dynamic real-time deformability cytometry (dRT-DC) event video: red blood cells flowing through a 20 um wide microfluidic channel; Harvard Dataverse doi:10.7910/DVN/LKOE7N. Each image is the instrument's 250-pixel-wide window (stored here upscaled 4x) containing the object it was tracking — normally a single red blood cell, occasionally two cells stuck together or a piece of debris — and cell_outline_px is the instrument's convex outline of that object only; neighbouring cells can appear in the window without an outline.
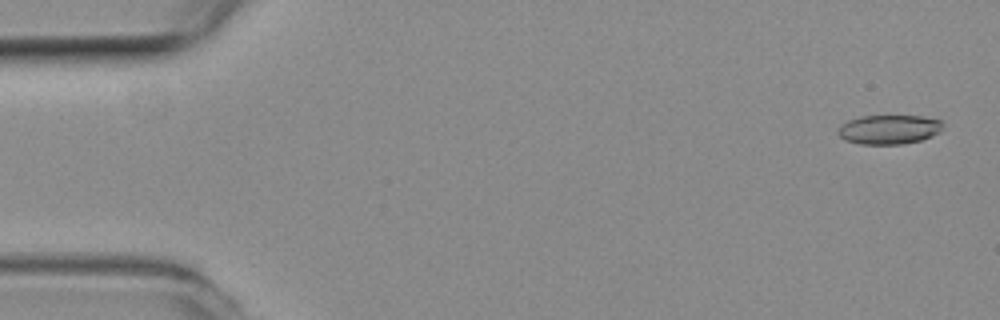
{"species": "common noctule bat (a hibernating species)", "species_latin": "Nyctalus noctula", "temperature_condition": "room temperature", "stored_images_in_passage": 54, "camera_frame_rate_fps": 3000, "um_per_image_px": 0.085, "animal": {"sex": "female", "body_mass_g": 19.3, "forearm_length_mm": 54.1}, "frame": {"image": 1, "passage_image": 2, "time_ms": 0.333, "image_size_px": [1000, 320], "cell_outline_px": [[940, 132], [932, 136], [920, 140], [904, 144], [860, 144], [844, 140], [836, 132], [836, 128], [840, 124], [848, 120], [860, 116], [920, 116], [940, 120]], "centroid_in_image_um": [75.48, 11.01], "position_along_channel_um": 9.5, "area_um2": 17.92}}
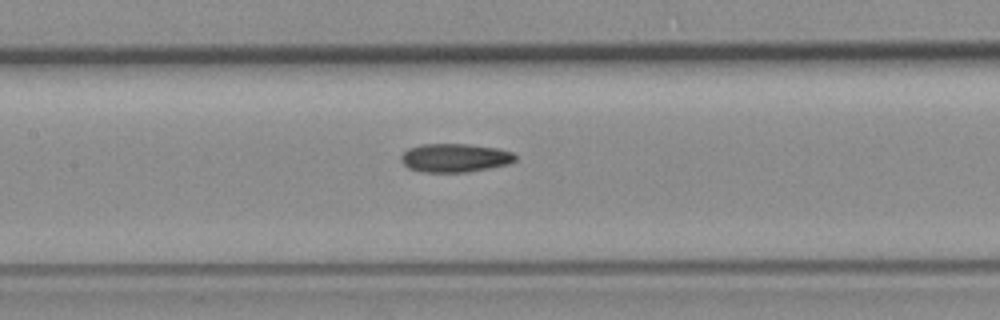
{"frame": {"image": 2, "passage_image": 25, "time_ms": 8.0, "image_size_px": [1000, 320], "cell_outline_px": [[516, 160], [508, 164], [468, 172], [424, 172], [408, 168], [400, 160], [400, 156], [408, 148], [424, 144], [468, 144], [496, 148], [512, 152], [516, 156]], "centroid_in_image_um": [38.65, 13.42], "position_along_channel_um": 168.8, "area_um2": 18.96}}
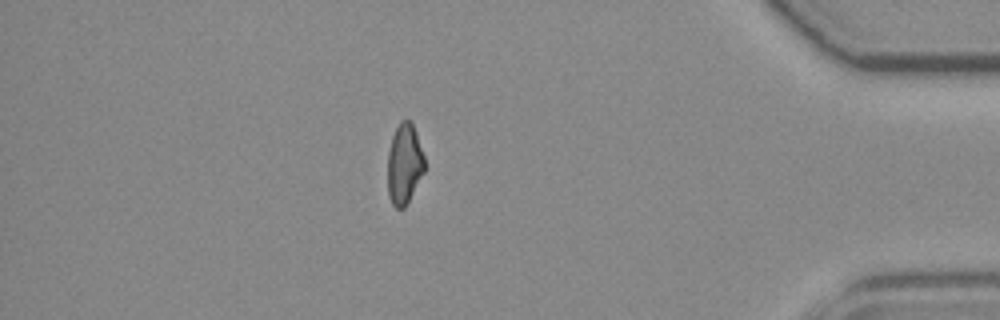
{"frame": {"image": 3, "passage_image": 47, "time_ms": 15.333, "image_size_px": [1000, 320], "cell_outline_px": [[424, 172], [404, 208], [396, 208], [392, 204], [388, 196], [388, 152], [392, 136], [400, 120], [408, 120], [412, 124], [416, 132], [424, 156]], "centroid_in_image_um": [34.36, 13.94], "position_along_channel_um": 400.8, "area_um2": 17.17}, "authors_computed_cell_mechanics": {"area_um2": 18.4382, "velocity_mm_per_s": 3.7775, "shape_relaxation_time_tau1_ms": null, "shape_relaxation_time_tau2_ms": 3.0342, "deformation_change_tau1": null, "deformation_change_tau2": 0.1028}}